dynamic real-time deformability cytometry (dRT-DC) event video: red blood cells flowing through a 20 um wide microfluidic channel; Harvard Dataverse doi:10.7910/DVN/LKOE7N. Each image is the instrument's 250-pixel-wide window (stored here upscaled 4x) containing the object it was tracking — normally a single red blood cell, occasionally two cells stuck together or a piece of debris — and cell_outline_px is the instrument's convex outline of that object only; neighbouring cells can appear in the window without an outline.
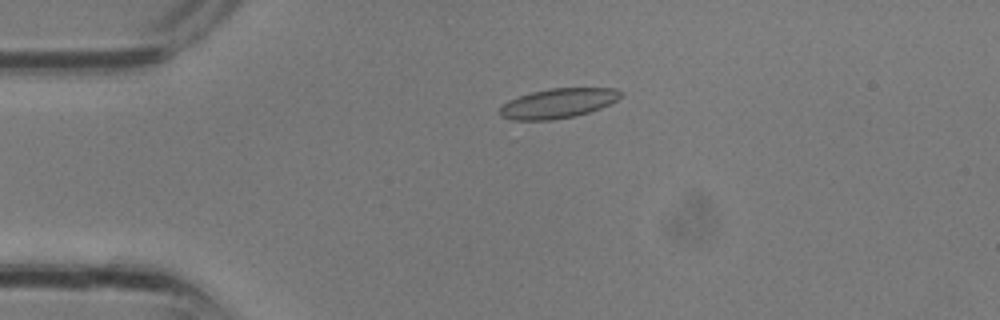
{"species": "common noctule bat (a hibernating species)", "species_latin": "Nyctalus noctula", "temperature_condition": "room temperature", "stored_images_in_passage": 24, "camera_frame_rate_fps": 3000, "um_per_image_px": 0.085, "animal": {"sex": "male", "body_mass_g": 13.3}, "frame": {"image": 1, "passage_image": 8, "time_ms": 2.333, "image_size_px": [1000, 320], "cell_outline_px": [[624, 96], [600, 108], [576, 116], [552, 120], [512, 120], [500, 116], [500, 108], [508, 100], [532, 92], [552, 88], [616, 88], [624, 92]], "centroid_in_image_um": [47.46, 8.78], "position_along_channel_um": 37.5, "area_um2": 20.92}}
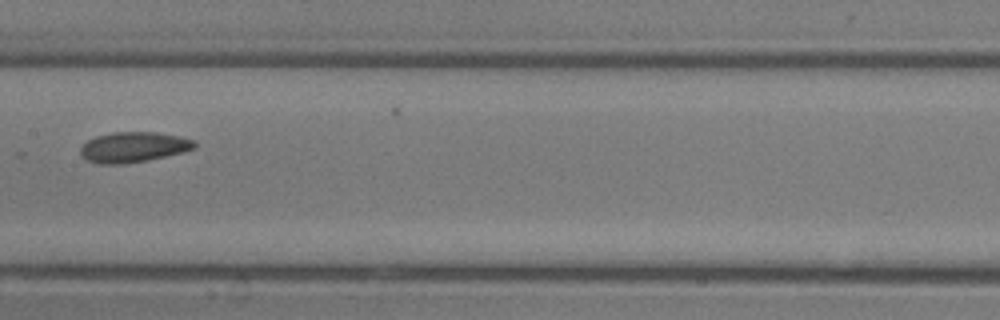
{"frame": {"image": 2, "passage_image": 17, "time_ms": 5.333, "image_size_px": [1000, 320], "cell_outline_px": [[196, 148], [184, 152], [148, 160], [124, 164], [96, 164], [80, 156], [80, 148], [88, 140], [96, 136], [112, 132], [156, 132], [180, 136], [196, 140]], "centroid_in_image_um": [11.36, 12.51], "position_along_channel_um": 196.0, "area_um2": 20.4}}
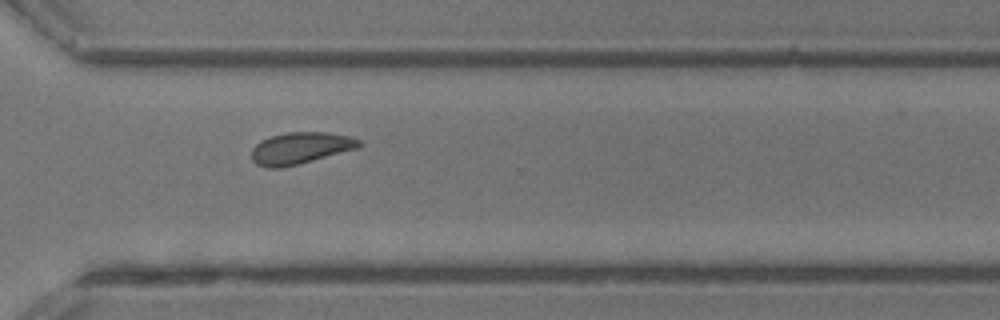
{"frame": {"image": 3, "passage_image": 24, "time_ms": 7.667, "image_size_px": [1000, 320], "cell_outline_px": [[364, 144], [360, 148], [280, 168], [268, 168], [256, 164], [252, 160], [252, 148], [260, 140], [268, 136], [288, 132], [328, 132], [348, 136], [360, 140]], "centroid_in_image_um": [25.54, 12.58], "position_along_channel_um": 345.1, "area_um2": 19.94}}